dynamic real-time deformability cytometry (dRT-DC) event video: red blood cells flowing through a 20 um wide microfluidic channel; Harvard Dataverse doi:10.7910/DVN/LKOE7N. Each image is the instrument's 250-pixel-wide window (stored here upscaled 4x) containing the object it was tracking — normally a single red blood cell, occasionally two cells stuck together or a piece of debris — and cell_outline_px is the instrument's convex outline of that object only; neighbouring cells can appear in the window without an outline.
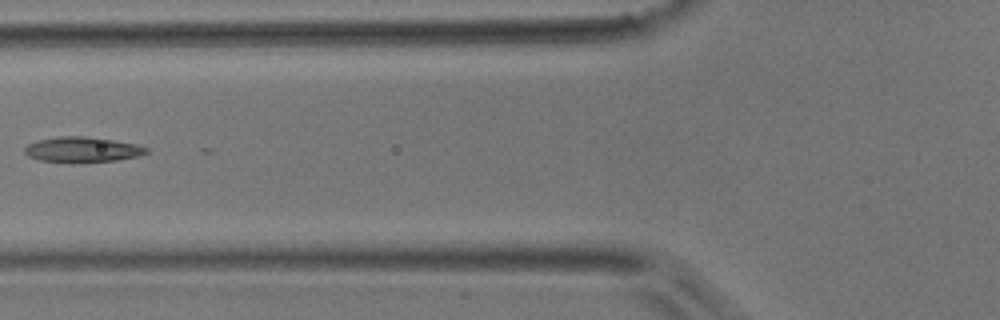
{"species": "common noctule bat (a hibernating species)", "species_latin": "Nyctalus noctula", "temperature_condition": "room temperature", "stored_images_in_passage": 6, "camera_frame_rate_fps": 3000, "um_per_image_px": 0.085, "animal": {"sex": "male", "body_mass_g": 17.9}, "frame": {"image": 1, "passage_image": 6, "time_ms": 1.667, "image_size_px": [1000, 320], "cell_outline_px": [[148, 152], [136, 156], [116, 160], [76, 164], [68, 164], [40, 160], [28, 156], [24, 152], [24, 148], [28, 144], [40, 140], [56, 136], [84, 136], [112, 140], [136, 144], [148, 148]], "centroid_in_image_um": [6.95, 12.74], "position_along_channel_um": 118.8, "area_um2": 18.21}}